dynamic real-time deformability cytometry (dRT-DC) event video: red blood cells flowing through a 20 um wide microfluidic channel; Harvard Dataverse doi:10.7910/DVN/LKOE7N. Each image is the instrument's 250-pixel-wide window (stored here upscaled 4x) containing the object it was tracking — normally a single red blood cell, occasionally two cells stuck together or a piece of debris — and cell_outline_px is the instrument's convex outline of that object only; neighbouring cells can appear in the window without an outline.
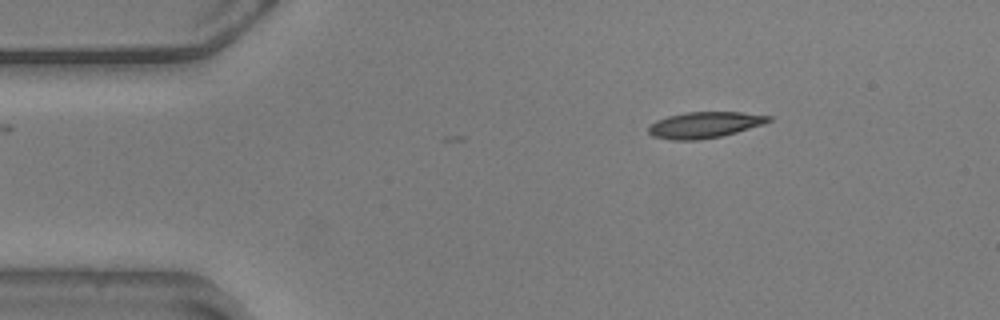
{"species": "common noctule bat (a hibernating species)", "species_latin": "Nyctalus noctula", "temperature_condition": "warm", "stored_images_in_passage": 3, "camera_frame_rate_fps": 3000, "um_per_image_px": 0.085, "animal": {"sex": "male", "body_mass_g": 20.5, "forearm_length_mm": 52.5}, "frame": {"image": 1, "passage_image": 1, "time_ms": 0.0, "image_size_px": [1000, 320], "cell_outline_px": [[772, 120], [764, 124], [736, 132], [720, 136], [696, 140], [672, 140], [652, 136], [648, 132], [648, 128], [656, 120], [668, 116], [688, 112], [740, 112], [772, 116]], "centroid_in_image_um": [59.89, 10.61], "position_along_channel_um": 25.1, "area_um2": 18.15}}